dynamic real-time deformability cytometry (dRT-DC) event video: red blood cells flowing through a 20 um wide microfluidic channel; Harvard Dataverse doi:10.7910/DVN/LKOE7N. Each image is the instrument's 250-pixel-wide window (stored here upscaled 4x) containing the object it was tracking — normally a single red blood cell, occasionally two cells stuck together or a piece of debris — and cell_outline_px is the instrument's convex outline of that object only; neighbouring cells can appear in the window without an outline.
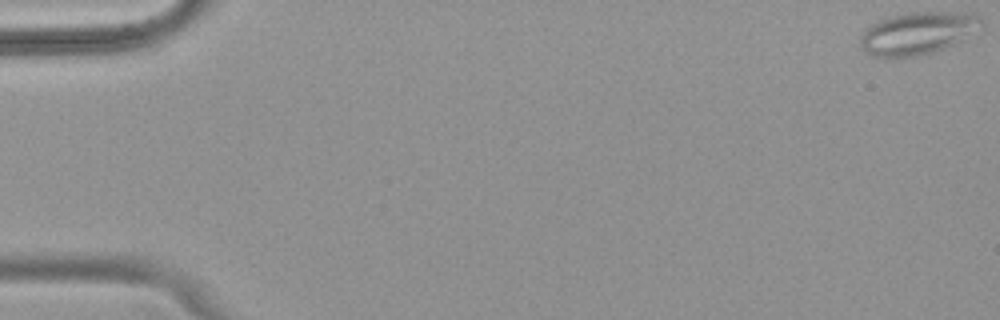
{"species": "common noctule bat (a hibernating species)", "species_latin": "Nyctalus noctula", "temperature_condition": "warm", "stored_images_in_passage": 53, "camera_frame_rate_fps": 3000, "um_per_image_px": 0.085, "animal": {"sex": "female", "body_mass_g": 18.4}, "frame": {"image": 1, "passage_image": 1, "time_ms": 0.0, "image_size_px": [1000, 320], "cell_outline_px": [[984, 28], [944, 48], [932, 52], [916, 56], [872, 56], [860, 44], [860, 36], [872, 24], [888, 16], [908, 12], [972, 12], [980, 16], [984, 20]], "centroid_in_image_um": [78.09, 2.78], "position_along_channel_um": 6.9, "area_um2": 29.88}}
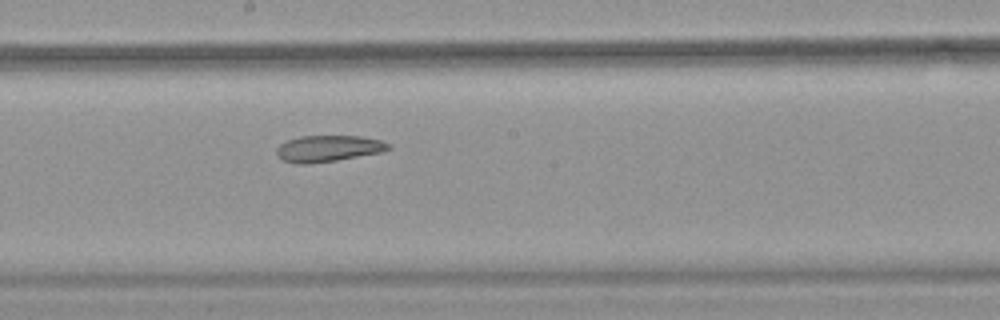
{"frame": {"image": 2, "passage_image": 30, "time_ms": 9.667, "image_size_px": [1000, 320], "cell_outline_px": [[392, 148], [384, 152], [336, 160], [308, 164], [296, 164], [280, 160], [276, 156], [276, 148], [284, 140], [300, 136], [360, 136], [380, 140], [392, 144]], "centroid_in_image_um": [27.88, 12.63], "position_along_channel_um": 220.3, "area_um2": 17.57}}
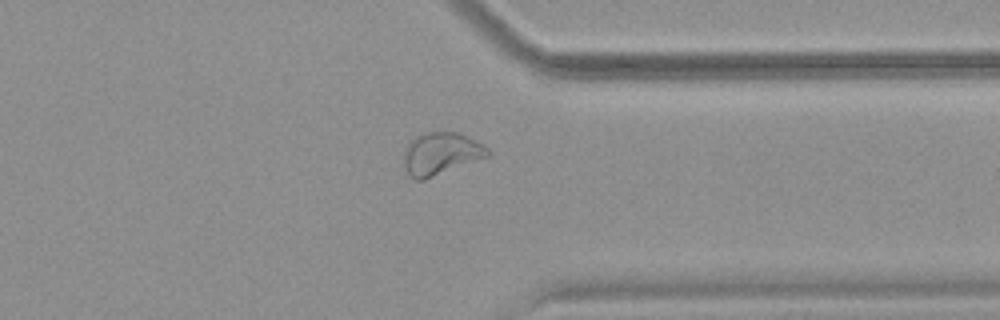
{"frame": {"image": 3, "passage_image": 42, "time_ms": 13.667, "image_size_px": [1000, 320], "cell_outline_px": [[492, 152], [488, 156], [424, 180], [416, 180], [408, 176], [404, 168], [404, 152], [408, 144], [416, 136], [424, 132], [456, 132], [484, 144]], "centroid_in_image_um": [37.46, 13.07], "position_along_channel_um": 373.9, "area_um2": 20.69}, "authors_computed_cell_mechanics": {"area_um2": 23.2934, "velocity_mm_per_s": 3.8849, "shape_relaxation_time_tau1_ms": null, "shape_relaxation_time_tau2_ms": 4.899, "deformation_change_tau1": null, "deformation_change_tau2": 0.1269}}